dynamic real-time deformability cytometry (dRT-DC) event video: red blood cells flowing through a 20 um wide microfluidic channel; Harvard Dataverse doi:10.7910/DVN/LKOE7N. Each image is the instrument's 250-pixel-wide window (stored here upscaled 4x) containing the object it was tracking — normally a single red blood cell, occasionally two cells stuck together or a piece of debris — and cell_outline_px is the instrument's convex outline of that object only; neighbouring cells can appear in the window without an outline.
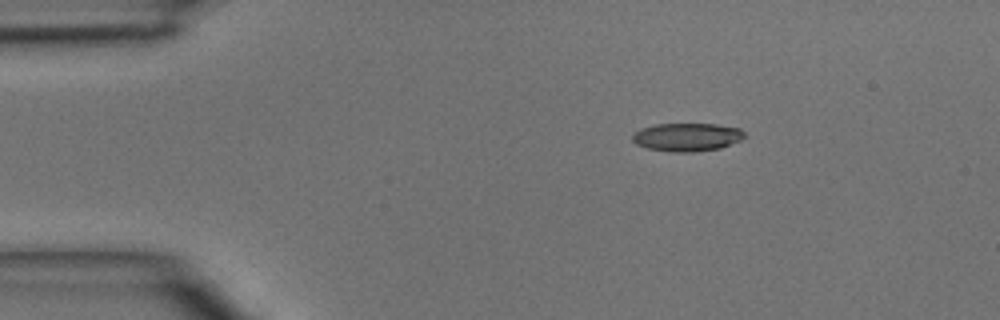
{"species": "common noctule bat (a hibernating species)", "species_latin": "Nyctalus noctula", "temperature_condition": "room temperature", "stored_images_in_passage": 4, "camera_frame_rate_fps": 3000, "um_per_image_px": 0.085, "animal": {"sex": "male", "body_mass_g": 15.6}, "frame": {"image": 1, "passage_image": 2, "time_ms": 0.333, "image_size_px": [1000, 320], "cell_outline_px": [[748, 136], [740, 140], [720, 148], [692, 152], [672, 152], [648, 148], [636, 144], [632, 140], [632, 136], [640, 128], [656, 124], [716, 124], [740, 128]], "centroid_in_image_um": [58.41, 11.65], "position_along_channel_um": 26.6, "area_um2": 18.44}}
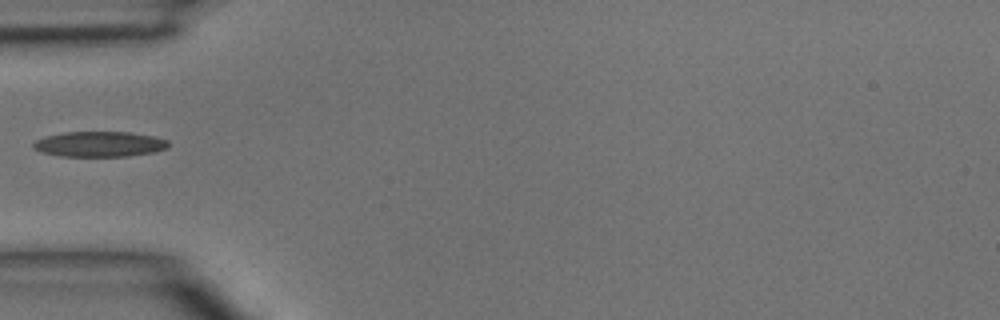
{"frame": {"image": 2, "passage_image": 4, "time_ms": 1.0, "image_size_px": [1000, 320], "cell_outline_px": [[168, 148], [156, 152], [128, 156], [60, 156], [40, 152], [32, 148], [32, 144], [36, 140], [44, 136], [64, 132], [132, 132], [156, 136], [168, 140]], "centroid_in_image_um": [8.46, 12.25], "position_along_channel_um": 76.5, "area_um2": 20.23}}